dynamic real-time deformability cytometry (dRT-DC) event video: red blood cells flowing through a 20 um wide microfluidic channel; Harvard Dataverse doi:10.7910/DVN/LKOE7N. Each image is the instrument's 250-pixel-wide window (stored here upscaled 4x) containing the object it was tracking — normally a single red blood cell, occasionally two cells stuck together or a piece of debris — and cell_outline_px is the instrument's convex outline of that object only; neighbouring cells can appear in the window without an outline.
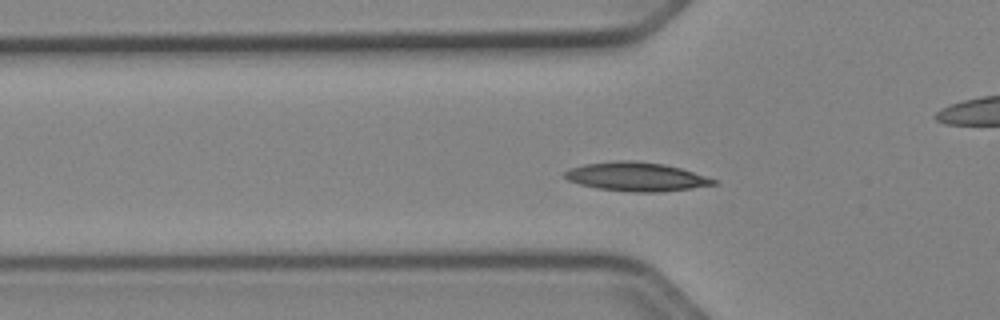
{"species": "Egyptian fruit bat (a non-hibernating species)", "species_latin": "Rousettus aegyptiacus", "temperature_condition": "cold", "stored_images_in_passage": 36, "camera_frame_rate_fps": 3000, "um_per_image_px": 0.085, "animal": {"sex": "female"}, "frame": {"image": 1, "passage_image": 2, "time_ms": 0.333, "image_size_px": [1000, 320], "cell_outline_px": [[720, 184], [692, 188], [660, 192], [636, 192], [596, 188], [580, 184], [568, 180], [564, 176], [564, 172], [568, 168], [584, 164], [620, 160], [636, 160], [664, 164], [680, 168], [716, 180]], "centroid_in_image_um": [54.07, 15.01], "position_along_channel_um": 71.7, "area_um2": 24.97}}
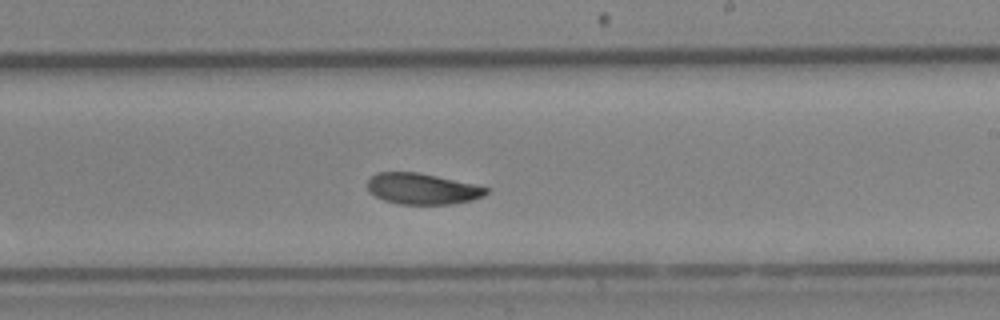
{"frame": {"image": 2, "passage_image": 16, "time_ms": 5.0, "image_size_px": [1000, 320], "cell_outline_px": [[492, 188], [484, 196], [472, 200], [452, 204], [400, 204], [384, 200], [376, 196], [368, 188], [368, 180], [376, 172], [416, 172], [476, 184]], "centroid_in_image_um": [35.95, 16.05], "position_along_channel_um": 253.0, "area_um2": 21.44}}
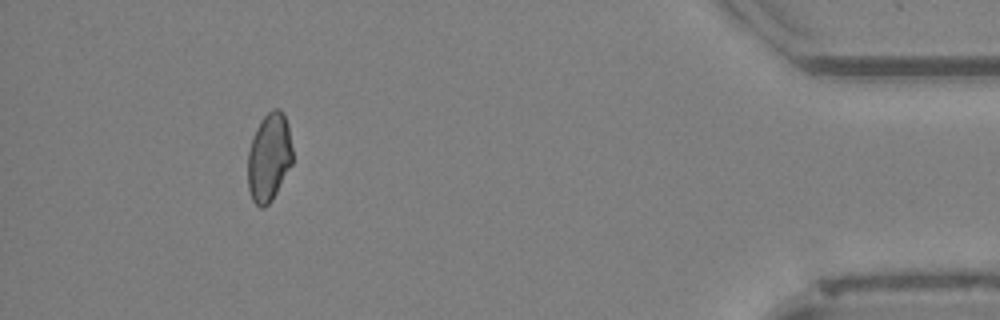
{"frame": {"image": 3, "passage_image": 32, "time_ms": 10.333, "image_size_px": [1000, 320], "cell_outline_px": [[292, 164], [272, 200], [264, 208], [260, 208], [252, 200], [248, 188], [248, 152], [256, 128], [260, 120], [272, 108], [280, 108], [284, 112], [288, 124], [292, 148]], "centroid_in_image_um": [22.87, 13.35], "position_along_channel_um": 412.3, "area_um2": 23.18}, "authors_computed_cell_mechanics": {"area_um2": 22.5709, "velocity_mm_per_s": 3.9088, "shape_relaxation_time_tau1_ms": 3.7805, "shape_relaxation_time_tau2_ms": 5.3413, "deformation_change_tau1": 0.0988, "deformation_change_tau2": 0.085}}